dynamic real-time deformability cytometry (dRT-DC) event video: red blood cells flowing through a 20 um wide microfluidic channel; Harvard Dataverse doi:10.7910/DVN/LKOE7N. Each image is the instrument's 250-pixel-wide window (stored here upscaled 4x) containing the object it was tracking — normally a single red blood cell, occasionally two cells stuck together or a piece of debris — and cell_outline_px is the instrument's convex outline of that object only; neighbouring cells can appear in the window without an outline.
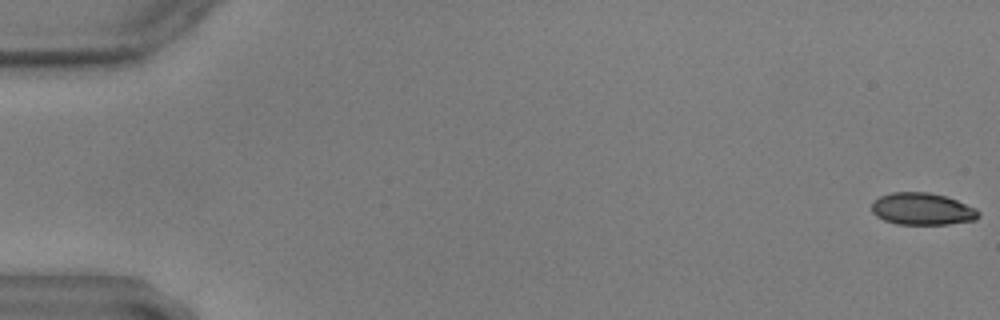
{"species": "common noctule bat (a hibernating species)", "species_latin": "Nyctalus noctula", "temperature_condition": "warm", "stored_images_in_passage": 60, "camera_frame_rate_fps": 3000, "um_per_image_px": 0.085, "animal": {"sex": "male", "body_mass_g": 17.9, "forearm_length_mm": 54.2}, "frame": {"image": 1, "passage_image": 1, "time_ms": 0.0, "image_size_px": [1000, 320], "cell_outline_px": [[980, 216], [976, 220], [948, 224], [896, 224], [884, 220], [876, 216], [872, 212], [872, 204], [880, 196], [892, 192], [928, 192], [944, 196], [956, 200], [976, 208], [980, 212]], "centroid_in_image_um": [78.41, 17.77], "position_along_channel_um": 6.6, "area_um2": 19.94}}
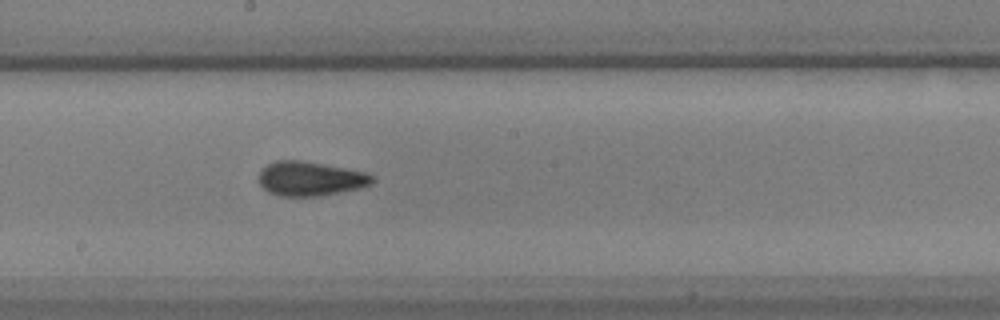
{"frame": {"image": 2, "passage_image": 33, "time_ms": 10.667, "image_size_px": [1000, 320], "cell_outline_px": [[376, 180], [372, 184], [360, 188], [320, 196], [280, 196], [268, 192], [260, 184], [260, 168], [276, 160], [300, 160], [344, 168], [364, 172], [372, 176]], "centroid_in_image_um": [26.36, 15.19], "position_along_channel_um": 221.8, "area_um2": 22.6}}
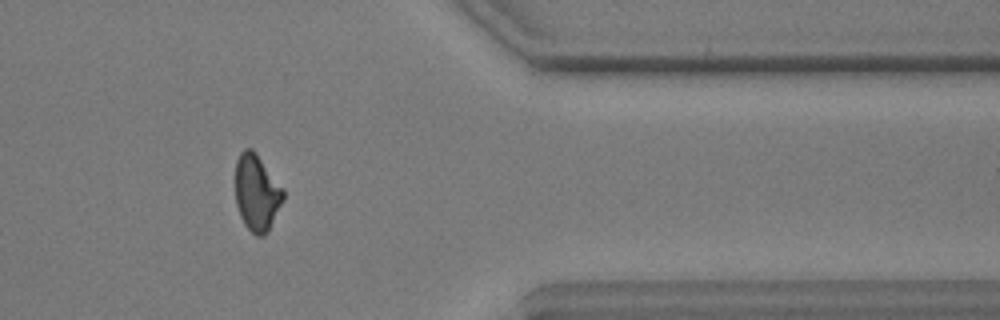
{"frame": {"image": 3, "passage_image": 49, "time_ms": 16.0, "image_size_px": [1000, 320], "cell_outline_px": [[284, 200], [268, 232], [264, 236], [256, 236], [244, 224], [240, 216], [236, 204], [236, 160], [240, 152], [244, 148], [252, 148], [256, 152], [284, 188]], "centroid_in_image_um": [21.84, 16.37], "position_along_channel_um": 389.6, "area_um2": 21.62}}